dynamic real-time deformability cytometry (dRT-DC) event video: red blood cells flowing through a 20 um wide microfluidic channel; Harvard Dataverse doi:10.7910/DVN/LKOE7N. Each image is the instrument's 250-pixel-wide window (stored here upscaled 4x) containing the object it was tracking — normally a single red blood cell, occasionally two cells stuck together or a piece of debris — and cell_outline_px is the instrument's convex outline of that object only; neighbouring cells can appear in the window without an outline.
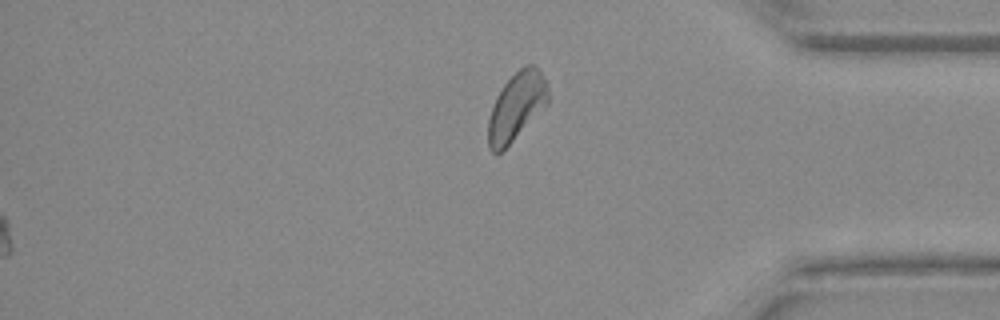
{"species": "Egyptian fruit bat (a non-hibernating species)", "species_latin": "Rousettus aegyptiacus", "temperature_condition": "warm", "stored_images_in_passage": 43, "segment_of_instrument_passage": [2, 2], "camera_frame_rate_fps": 3000, "um_per_image_px": 0.085, "animal": {"sex": "female"}, "frame": {"image": 1, "passage_image": 43, "time_ms": 14.0, "image_size_px": [1000, 320], "cell_outline_px": [[548, 104], [500, 152], [492, 152], [488, 144], [488, 120], [496, 96], [504, 84], [520, 68], [528, 64], [532, 64], [540, 68], [548, 80]], "centroid_in_image_um": [43.94, 8.99], "position_along_channel_um": 391.3, "area_um2": 23.47}}